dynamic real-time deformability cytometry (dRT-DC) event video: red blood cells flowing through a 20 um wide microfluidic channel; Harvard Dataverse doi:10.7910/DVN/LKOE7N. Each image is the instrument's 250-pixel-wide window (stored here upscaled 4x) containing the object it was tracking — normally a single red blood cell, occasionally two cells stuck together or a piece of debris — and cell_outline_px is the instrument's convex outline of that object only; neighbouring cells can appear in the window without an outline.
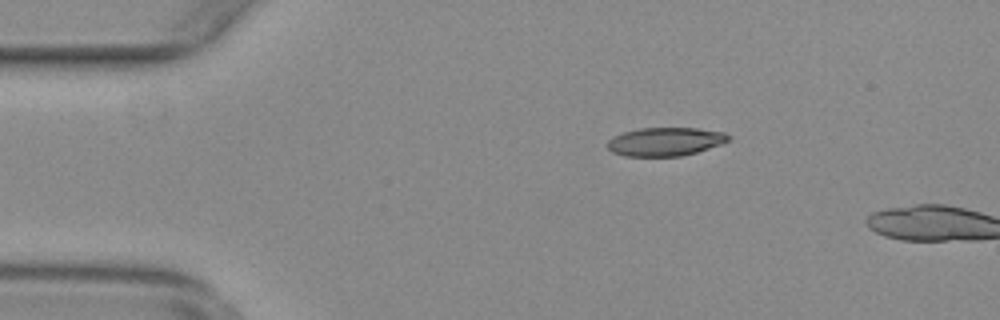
{"species": "common noctule bat (a hibernating species)", "species_latin": "Nyctalus noctula", "temperature_condition": "warm", "stored_images_in_passage": 12, "camera_frame_rate_fps": 3000, "um_per_image_px": 0.085, "animal": {"sex": "female", "body_mass_g": 29.2, "forearm_length_mm": 56.3}, "frame": {"image": 1, "passage_image": 10, "time_ms": 3.0, "image_size_px": [1000, 320], "cell_outline_px": [[732, 140], [696, 152], [680, 156], [624, 156], [612, 152], [608, 148], [608, 140], [612, 136], [624, 132], [640, 128], [696, 128], [724, 132], [732, 136]], "centroid_in_image_um": [56.56, 12.03], "position_along_channel_um": 28.4, "area_um2": 20.11}}